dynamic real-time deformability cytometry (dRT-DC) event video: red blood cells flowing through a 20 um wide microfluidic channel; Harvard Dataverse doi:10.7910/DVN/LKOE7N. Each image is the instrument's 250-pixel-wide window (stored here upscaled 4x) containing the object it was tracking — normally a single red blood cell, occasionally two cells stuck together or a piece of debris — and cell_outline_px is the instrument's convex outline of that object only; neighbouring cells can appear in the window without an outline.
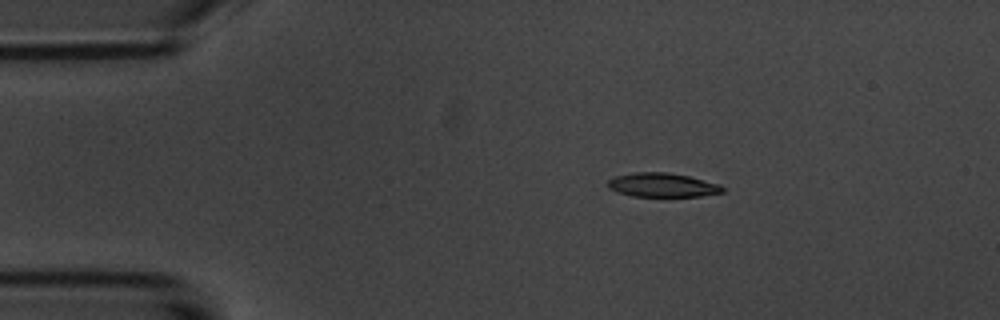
{"species": "common noctule bat (a hibernating species)", "species_latin": "Nyctalus noctula", "temperature_condition": "room temperature", "stored_images_in_passage": 4, "camera_frame_rate_fps": 3000, "um_per_image_px": 0.085, "animal": {"sex": "male", "body_mass_g": 20.1, "forearm_length_mm": 53.5}, "frame": {"image": 1, "passage_image": 1, "time_ms": 0.0, "image_size_px": [1000, 320], "cell_outline_px": [[724, 192], [700, 196], [632, 196], [616, 192], [608, 188], [608, 180], [612, 176], [636, 172], [668, 172], [688, 176], [720, 184], [724, 188]], "centroid_in_image_um": [56.27, 15.72], "position_along_channel_um": 28.7, "area_um2": 16.13}}
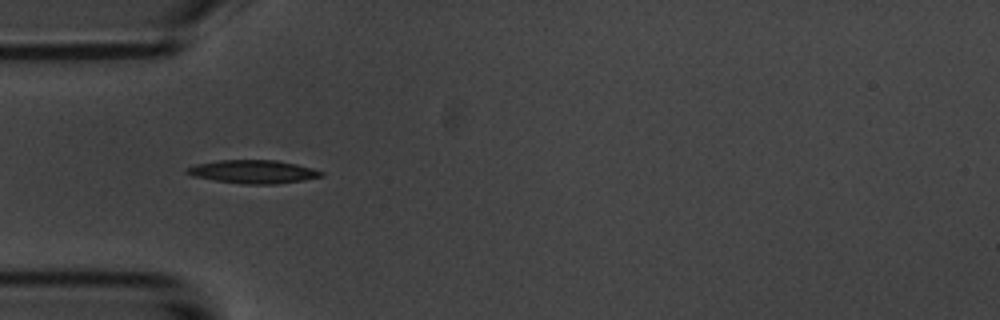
{"frame": {"image": 2, "passage_image": 3, "time_ms": 2.333, "image_size_px": [1000, 320], "cell_outline_px": [[324, 176], [304, 180], [276, 184], [244, 184], [216, 180], [192, 176], [184, 172], [188, 168], [196, 164], [220, 160], [276, 160], [296, 164], [312, 168], [324, 172]], "centroid_in_image_um": [21.55, 14.59], "position_along_channel_um": 63.5, "area_um2": 18.15}}